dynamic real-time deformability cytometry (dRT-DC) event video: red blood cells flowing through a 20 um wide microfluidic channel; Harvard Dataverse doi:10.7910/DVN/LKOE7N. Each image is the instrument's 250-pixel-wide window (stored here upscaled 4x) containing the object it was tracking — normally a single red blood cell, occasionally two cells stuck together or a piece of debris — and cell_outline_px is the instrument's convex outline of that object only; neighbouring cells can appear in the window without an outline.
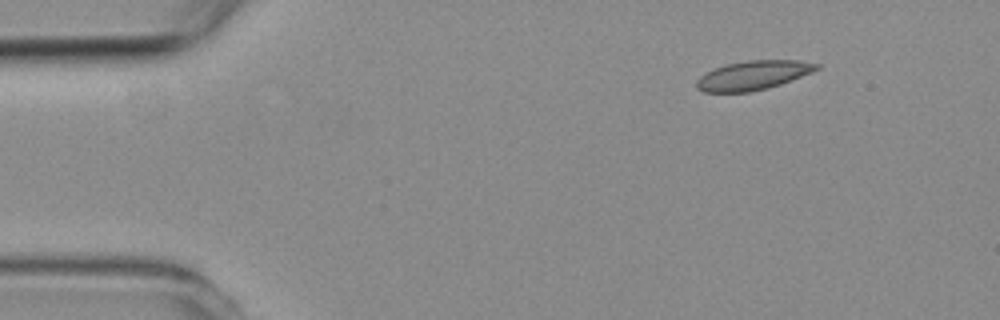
{"species": "common noctule bat (a hibernating species)", "species_latin": "Nyctalus noctula", "temperature_condition": "room temperature", "stored_images_in_passage": 4, "camera_frame_rate_fps": 3000, "um_per_image_px": 0.085, "animal": {"sex": "female", "body_mass_g": 19.3, "forearm_length_mm": 54.1}, "frame": {"image": 1, "passage_image": 1, "time_ms": 0.0, "image_size_px": [1000, 320], "cell_outline_px": [[820, 68], [812, 72], [780, 84], [768, 88], [748, 92], [704, 92], [696, 88], [696, 80], [700, 76], [716, 68], [728, 64], [748, 60], [800, 60], [820, 64]], "centroid_in_image_um": [64.03, 6.4], "position_along_channel_um": 21.0, "area_um2": 20.23}}
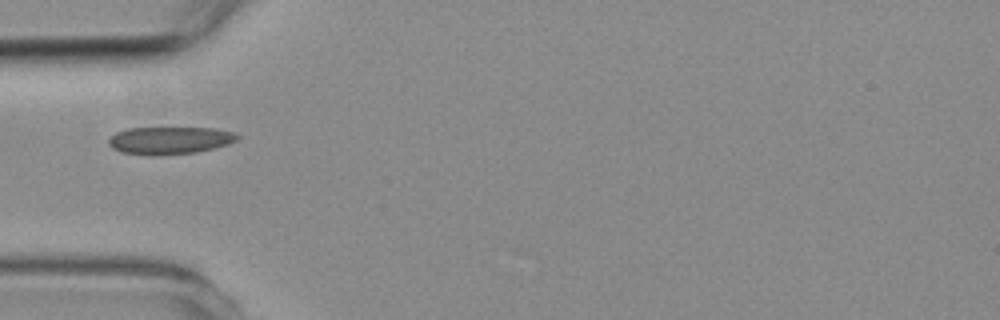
{"frame": {"image": 2, "passage_image": 4, "time_ms": 3.333, "image_size_px": [1000, 320], "cell_outline_px": [[240, 136], [236, 140], [228, 144], [196, 152], [120, 152], [112, 148], [108, 144], [108, 140], [116, 132], [128, 128], [216, 128], [236, 132]], "centroid_in_image_um": [14.48, 11.87], "position_along_channel_um": 70.5, "area_um2": 19.59}}